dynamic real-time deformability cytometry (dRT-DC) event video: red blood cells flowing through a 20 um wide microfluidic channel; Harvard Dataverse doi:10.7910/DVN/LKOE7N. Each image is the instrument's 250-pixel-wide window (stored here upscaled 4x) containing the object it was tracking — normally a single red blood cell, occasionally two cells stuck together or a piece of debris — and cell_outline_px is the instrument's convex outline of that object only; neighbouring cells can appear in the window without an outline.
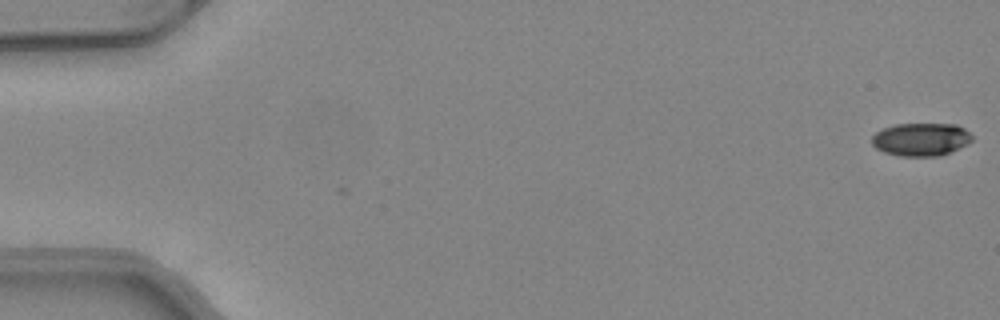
{"species": "common noctule bat (a hibernating species)", "species_latin": "Nyctalus noctula", "temperature_condition": "warm", "stored_images_in_passage": 5, "camera_frame_rate_fps": 3000, "um_per_image_px": 0.085, "animal": {"sex": "female", "body_mass_g": 24.6, "forearm_length_mm": 56.2}, "frame": {"image": 1, "passage_image": 5, "time_ms": 1.333, "image_size_px": [1000, 320], "cell_outline_px": [[972, 140], [968, 144], [940, 156], [900, 156], [884, 152], [876, 148], [872, 144], [872, 136], [876, 132], [884, 128], [896, 124], [956, 124], [964, 128], [972, 136]], "centroid_in_image_um": [78.28, 11.85], "position_along_channel_um": 6.7, "area_um2": 19.25}}